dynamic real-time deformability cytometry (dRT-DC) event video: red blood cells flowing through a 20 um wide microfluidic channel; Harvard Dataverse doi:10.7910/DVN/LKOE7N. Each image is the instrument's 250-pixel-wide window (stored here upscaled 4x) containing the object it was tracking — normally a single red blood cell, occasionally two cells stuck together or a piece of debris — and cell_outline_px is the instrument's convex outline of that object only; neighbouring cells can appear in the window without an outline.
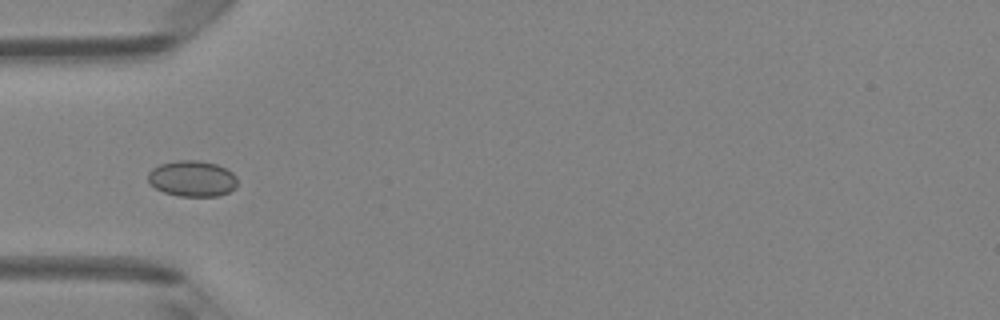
{"species": "Egyptian fruit bat (a non-hibernating species)", "species_latin": "Rousettus aegyptiacus", "temperature_condition": "room temperature", "stored_images_in_passage": 6, "camera_frame_rate_fps": 3000, "um_per_image_px": 0.085, "animal": {"sex": "female"}, "frame": {"image": 1, "passage_image": 4, "time_ms": 1.0, "image_size_px": [1000, 320], "cell_outline_px": [[236, 188], [228, 192], [216, 196], [180, 196], [164, 192], [148, 184], [148, 172], [152, 168], [160, 164], [176, 160], [196, 160], [216, 164], [232, 172], [236, 176]], "centroid_in_image_um": [16.31, 15.18], "position_along_channel_um": 68.7, "area_um2": 18.73}}
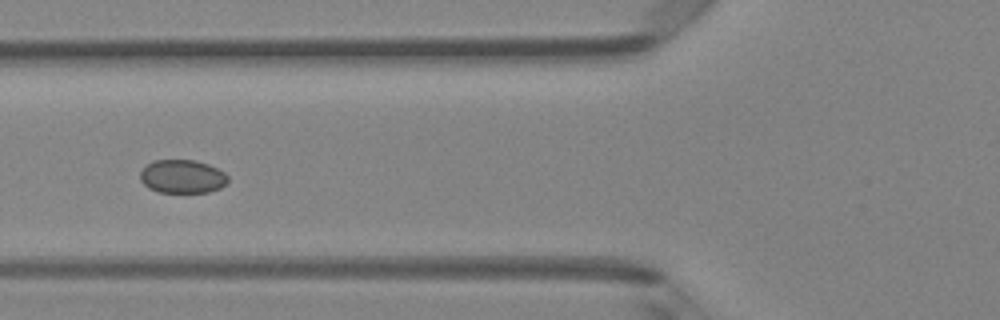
{"frame": {"image": 2, "passage_image": 5, "time_ms": 1.333, "image_size_px": [1000, 320], "cell_outline_px": [[228, 180], [220, 188], [208, 192], [160, 192], [148, 188], [140, 180], [140, 172], [152, 160], [196, 160], [208, 164], [224, 172], [228, 176]], "centroid_in_image_um": [15.49, 15.0], "position_along_channel_um": 110.3, "area_um2": 17.05}}
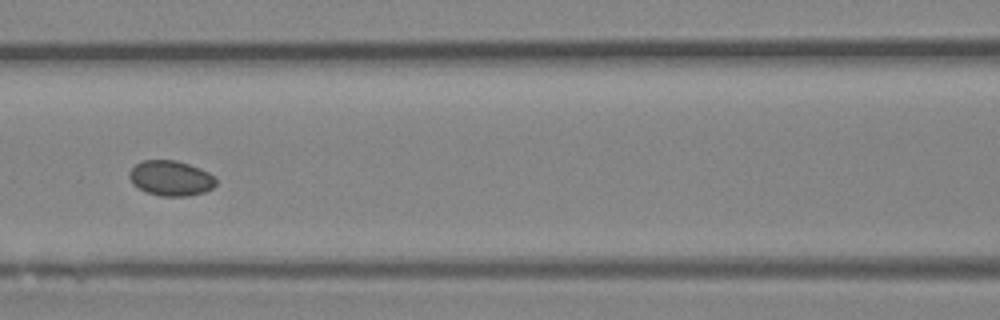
{"frame": {"image": 3, "passage_image": 6, "time_ms": 1.667, "image_size_px": [1000, 320], "cell_outline_px": [[216, 184], [212, 188], [204, 192], [188, 196], [160, 196], [144, 192], [132, 184], [128, 176], [128, 172], [136, 164], [144, 160], [176, 160], [200, 168], [216, 176]], "centroid_in_image_um": [14.5, 15.15], "position_along_channel_um": 152.1, "area_um2": 17.98}}